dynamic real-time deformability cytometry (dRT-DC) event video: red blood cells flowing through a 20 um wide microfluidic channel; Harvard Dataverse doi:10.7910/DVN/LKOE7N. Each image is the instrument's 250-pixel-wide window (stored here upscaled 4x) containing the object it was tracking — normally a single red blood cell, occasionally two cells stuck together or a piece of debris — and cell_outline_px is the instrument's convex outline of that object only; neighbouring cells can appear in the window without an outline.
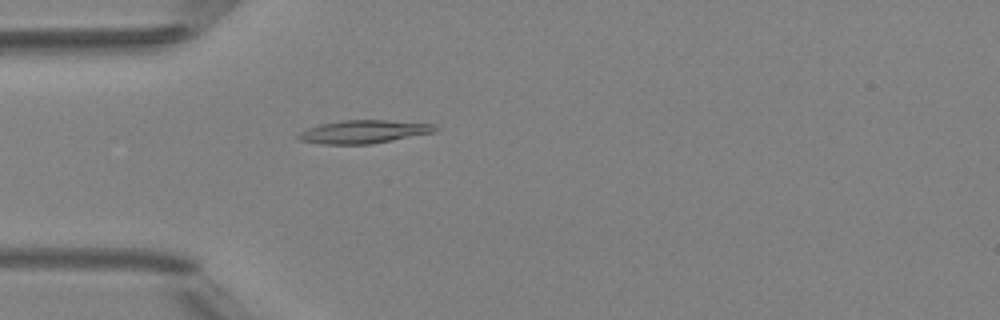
{"species": "Egyptian fruit bat (a non-hibernating species)", "species_latin": "Rousettus aegyptiacus", "temperature_condition": "room temperature", "stored_images_in_passage": 38, "camera_frame_rate_fps": 3000, "um_per_image_px": 0.085, "animal": {"sex": "female"}, "frame": {"image": 1, "passage_image": 3, "time_ms": 0.667, "image_size_px": [1000, 320], "cell_outline_px": [[440, 128], [436, 132], [372, 144], [320, 144], [300, 140], [296, 136], [300, 132], [308, 128], [320, 124], [344, 120], [384, 120], [432, 124]], "centroid_in_image_um": [30.92, 11.2], "position_along_channel_um": 54.1, "area_um2": 18.44}}
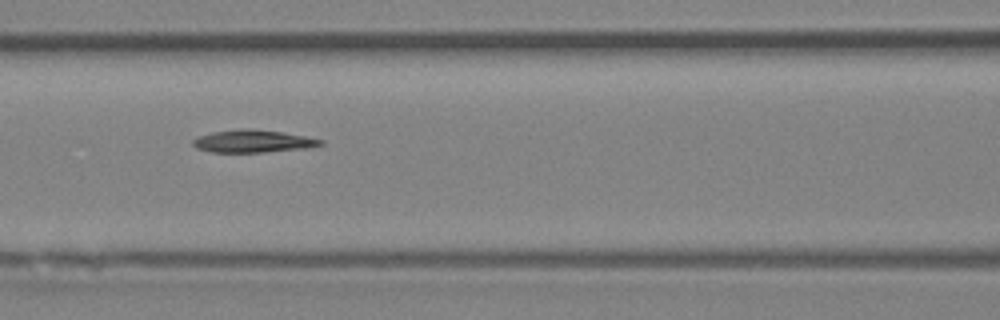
{"frame": {"image": 2, "passage_image": 10, "time_ms": 3.0, "image_size_px": [1000, 320], "cell_outline_px": [[324, 144], [308, 148], [264, 152], [212, 152], [196, 148], [192, 144], [192, 140], [196, 136], [212, 132], [248, 128], [280, 132], [304, 136], [324, 140]], "centroid_in_image_um": [21.48, 12.01], "position_along_channel_um": 145.1, "area_um2": 16.7}}
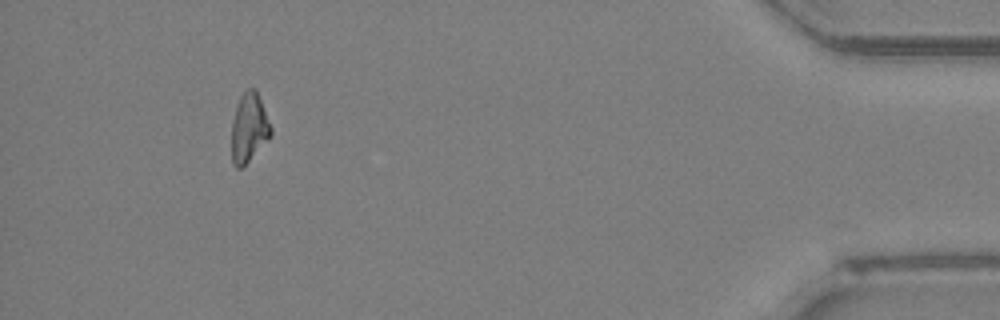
{"frame": {"image": 3, "passage_image": 34, "time_ms": 11.0, "image_size_px": [1000, 320], "cell_outline_px": [[272, 136], [240, 168], [236, 168], [232, 164], [232, 120], [240, 96], [248, 88], [256, 88], [272, 128]], "centroid_in_image_um": [21.17, 10.84], "position_along_channel_um": 414.0, "area_um2": 15.66}}